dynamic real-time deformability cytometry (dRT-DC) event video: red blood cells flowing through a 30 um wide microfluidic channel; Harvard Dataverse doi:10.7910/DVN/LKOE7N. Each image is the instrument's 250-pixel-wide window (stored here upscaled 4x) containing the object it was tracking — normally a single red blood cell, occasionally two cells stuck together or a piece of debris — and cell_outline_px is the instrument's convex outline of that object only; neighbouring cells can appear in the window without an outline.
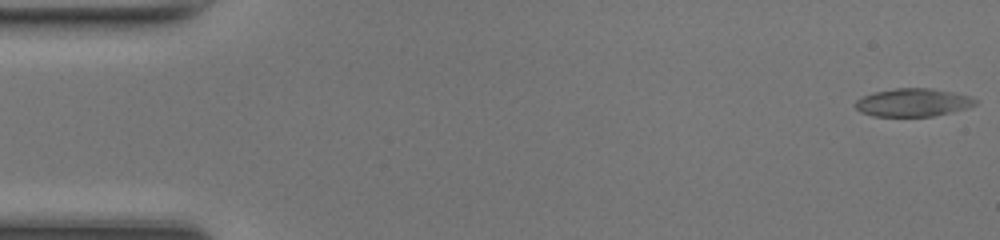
{"species": "common noctule bat (a hibernating species)", "species_latin": "Nyctalus noctula", "temperature_condition": "room temperature", "stored_images_in_passage": 48, "camera_frame_rate_fps": 3000, "um_per_image_px": 0.085, "animal": {"sex": "female", "body_mass_g": 17.0, "forearm_length_mm": 48.0}, "frame": {"image": 1, "passage_image": 1, "time_ms": 0.0, "image_size_px": [1000, 240], "cell_outline_px": [[980, 100], [976, 104], [964, 108], [932, 116], [872, 116], [860, 112], [856, 108], [856, 100], [864, 96], [876, 92], [896, 88], [932, 88], [952, 92], [968, 96]], "centroid_in_image_um": [77.59, 8.71], "position_along_channel_um": 7.4, "area_um2": 19.31}}
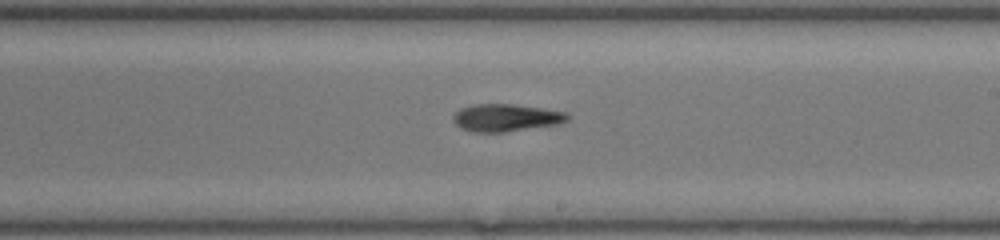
{"frame": {"image": 2, "passage_image": 28, "time_ms": 9.0, "image_size_px": [1000, 240], "cell_outline_px": [[568, 120], [560, 124], [504, 132], [476, 132], [460, 128], [452, 120], [452, 116], [460, 108], [472, 104], [512, 104], [544, 108], [568, 112]], "centroid_in_image_um": [43.01, 10.0], "position_along_channel_um": 246.0, "area_um2": 18.44}}
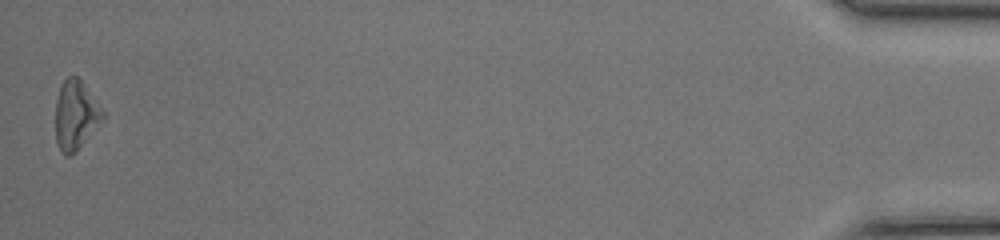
{"frame": {"image": 3, "passage_image": 48, "time_ms": 15.667, "image_size_px": [1000, 240], "cell_outline_px": [[104, 120], [76, 152], [68, 156], [64, 156], [60, 152], [56, 140], [56, 100], [60, 88], [64, 80], [68, 76], [76, 76], [80, 80], [104, 112]], "centroid_in_image_um": [6.43, 9.84], "position_along_channel_um": 428.8, "area_um2": 18.9}, "authors_computed_cell_mechanics": {"area_um2": 18.8428, "velocity_mm_per_s": 4.2846, "shape_relaxation_time_tau1_ms": 5.6451, "shape_relaxation_time_tau2_ms": null, "deformation_change_tau1": 0.174, "deformation_change_tau2": null}}